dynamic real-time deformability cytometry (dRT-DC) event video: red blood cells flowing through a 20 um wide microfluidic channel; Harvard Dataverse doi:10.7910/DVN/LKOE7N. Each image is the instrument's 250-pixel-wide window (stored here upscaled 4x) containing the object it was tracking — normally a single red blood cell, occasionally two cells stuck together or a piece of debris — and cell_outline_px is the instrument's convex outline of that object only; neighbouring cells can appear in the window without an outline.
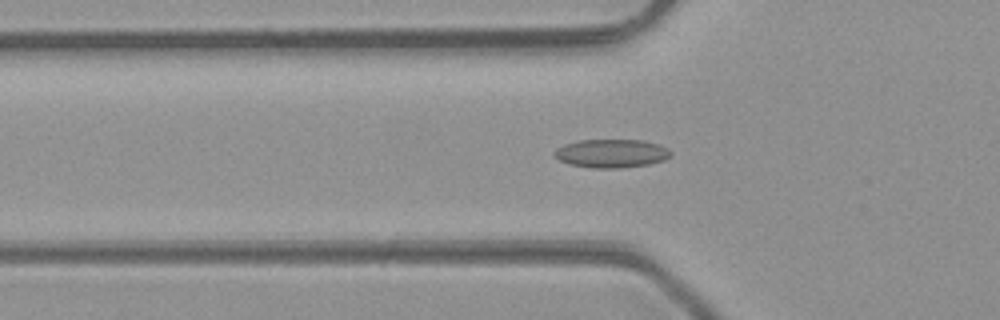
{"species": "common noctule bat (a hibernating species)", "species_latin": "Nyctalus noctula", "temperature_condition": "room temperature", "stored_images_in_passage": 35, "camera_frame_rate_fps": 3000, "um_per_image_px": 0.085, "animal": {"sex": "male", "body_mass_g": 23.1, "forearm_length_mm": 52.7}, "frame": {"image": 1, "passage_image": 3, "time_ms": 0.667, "image_size_px": [1000, 320], "cell_outline_px": [[672, 156], [664, 160], [648, 164], [620, 168], [592, 168], [568, 164], [560, 160], [552, 152], [556, 148], [564, 144], [576, 140], [644, 140], [660, 144], [668, 148], [672, 152]], "centroid_in_image_um": [51.98, 13.03], "position_along_channel_um": 73.8, "area_um2": 19.54}}
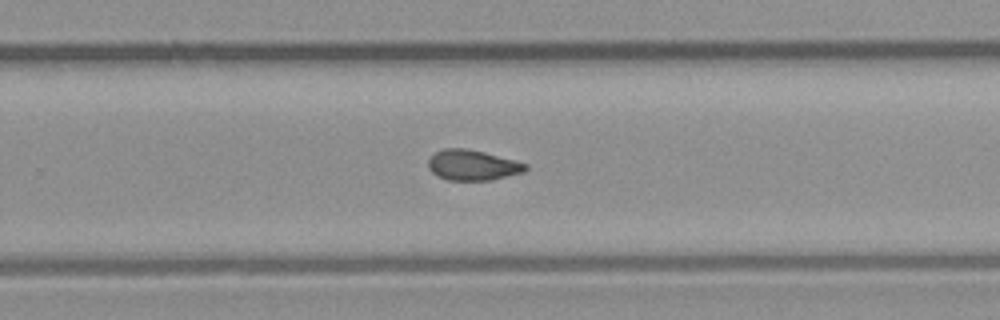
{"frame": {"image": 2, "passage_image": 18, "time_ms": 5.667, "image_size_px": [1000, 320], "cell_outline_px": [[528, 168], [524, 172], [488, 180], [448, 180], [436, 176], [428, 168], [428, 160], [436, 152], [444, 148], [464, 148], [484, 152], [516, 160], [528, 164]], "centroid_in_image_um": [40.17, 14.03], "position_along_channel_um": 289.6, "area_um2": 17.22}}
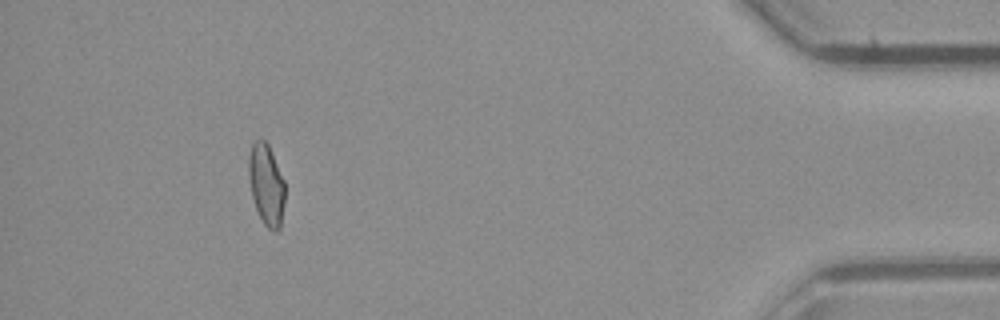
{"frame": {"image": 3, "passage_image": 31, "time_ms": 10.0, "image_size_px": [1000, 320], "cell_outline_px": [[284, 204], [280, 228], [276, 232], [268, 228], [264, 224], [256, 208], [252, 196], [248, 176], [248, 156], [252, 144], [260, 136], [268, 144], [284, 180]], "centroid_in_image_um": [22.63, 15.67], "position_along_channel_um": 412.6, "area_um2": 17.17}, "authors_computed_cell_mechanics": {"area_um2": 17.2822, "velocity_mm_per_s": 4.2914, "shape_relaxation_time_tau1_ms": null, "shape_relaxation_time_tau2_ms": 3.1885, "deformation_change_tau1": null, "deformation_change_tau2": 0.0879}}